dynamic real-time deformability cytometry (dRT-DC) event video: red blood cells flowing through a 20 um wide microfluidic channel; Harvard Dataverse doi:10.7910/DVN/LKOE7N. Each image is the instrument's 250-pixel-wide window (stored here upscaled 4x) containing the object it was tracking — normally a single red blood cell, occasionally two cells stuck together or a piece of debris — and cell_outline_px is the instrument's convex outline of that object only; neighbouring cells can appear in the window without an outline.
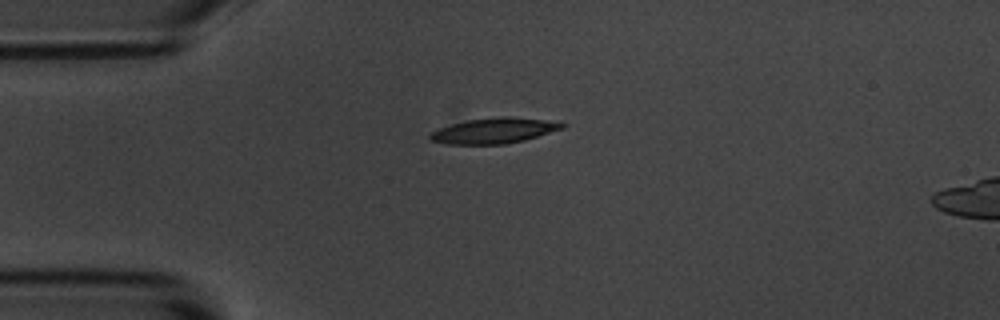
{"species": "common noctule bat (a hibernating species)", "species_latin": "Nyctalus noctula", "temperature_condition": "room temperature", "stored_images_in_passage": 5, "camera_frame_rate_fps": 3000, "um_per_image_px": 0.085, "animal": {"sex": "male", "body_mass_g": 20.1, "forearm_length_mm": 53.5}, "frame": {"image": 1, "passage_image": 1, "time_ms": 0.0, "image_size_px": [1000, 320], "cell_outline_px": [[568, 124], [564, 128], [524, 140], [504, 144], [444, 144], [432, 140], [428, 136], [432, 132], [440, 128], [452, 124], [468, 120], [504, 116], [508, 116], [560, 120]], "centroid_in_image_um": [42.11, 11.09], "position_along_channel_um": 42.9, "area_um2": 19.77}}
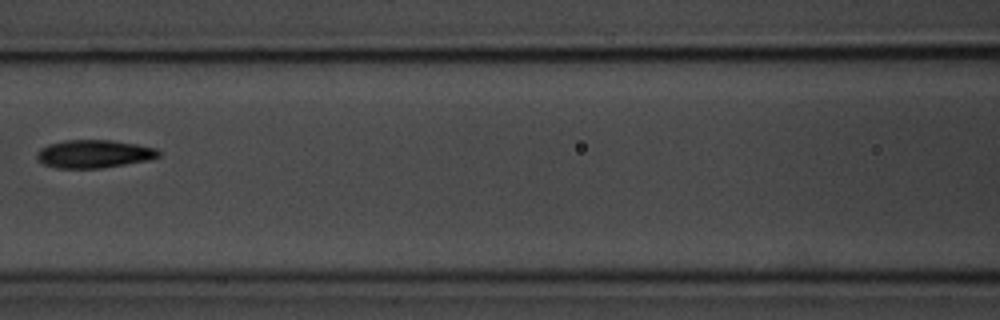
{"frame": {"image": 2, "passage_image": 4, "time_ms": 3.667, "image_size_px": [1000, 320], "cell_outline_px": [[160, 156], [152, 160], [104, 168], [56, 168], [44, 164], [36, 160], [36, 152], [40, 148], [48, 144], [64, 140], [112, 140], [136, 144], [156, 148], [160, 152]], "centroid_in_image_um": [7.99, 13.09], "position_along_channel_um": 158.6, "area_um2": 20.23}}
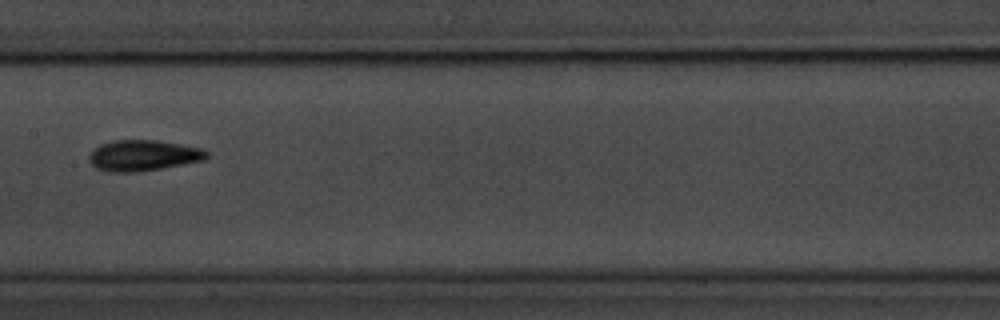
{"frame": {"image": 3, "passage_image": 5, "time_ms": 4.667, "image_size_px": [1000, 320], "cell_outline_px": [[208, 156], [204, 160], [160, 168], [136, 172], [108, 172], [96, 168], [88, 160], [88, 156], [100, 144], [112, 140], [156, 140], [180, 144], [200, 148], [208, 152]], "centroid_in_image_um": [12.14, 13.21], "position_along_channel_um": 195.3, "area_um2": 20.98}}